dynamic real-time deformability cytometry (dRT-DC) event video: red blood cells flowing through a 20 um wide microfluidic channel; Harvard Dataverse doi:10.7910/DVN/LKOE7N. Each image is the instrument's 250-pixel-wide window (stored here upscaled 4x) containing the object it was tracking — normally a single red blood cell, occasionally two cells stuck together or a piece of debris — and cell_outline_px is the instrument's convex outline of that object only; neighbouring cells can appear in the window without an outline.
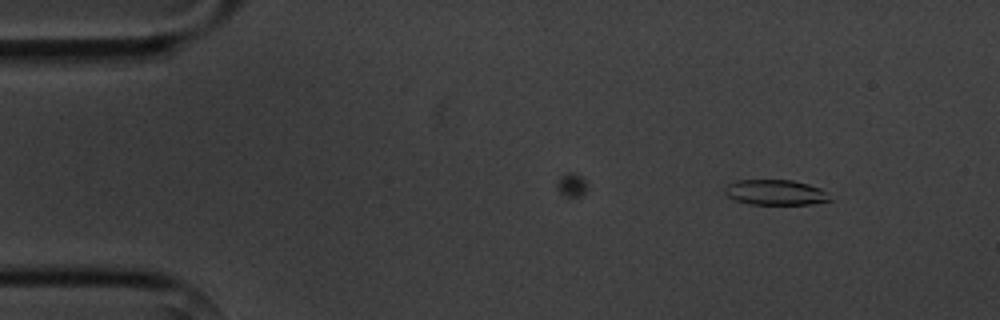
{"species": "common noctule bat (a hibernating species)", "species_latin": "Nyctalus noctula", "temperature_condition": "cold", "stored_images_in_passage": 5, "camera_frame_rate_fps": 3000, "um_per_image_px": 0.085, "animal": {"sex": "male", "body_mass_g": 20.1, "forearm_length_mm": 53.5}, "frame": {"image": 1, "passage_image": 1, "time_ms": 0.0, "image_size_px": [1000, 320], "cell_outline_px": [[832, 200], [812, 204], [748, 204], [736, 200], [728, 196], [724, 192], [724, 188], [728, 184], [736, 180], [792, 180], [808, 184], [820, 188], [828, 192]], "centroid_in_image_um": [65.93, 16.35], "position_along_channel_um": 19.1, "area_um2": 15.55}}